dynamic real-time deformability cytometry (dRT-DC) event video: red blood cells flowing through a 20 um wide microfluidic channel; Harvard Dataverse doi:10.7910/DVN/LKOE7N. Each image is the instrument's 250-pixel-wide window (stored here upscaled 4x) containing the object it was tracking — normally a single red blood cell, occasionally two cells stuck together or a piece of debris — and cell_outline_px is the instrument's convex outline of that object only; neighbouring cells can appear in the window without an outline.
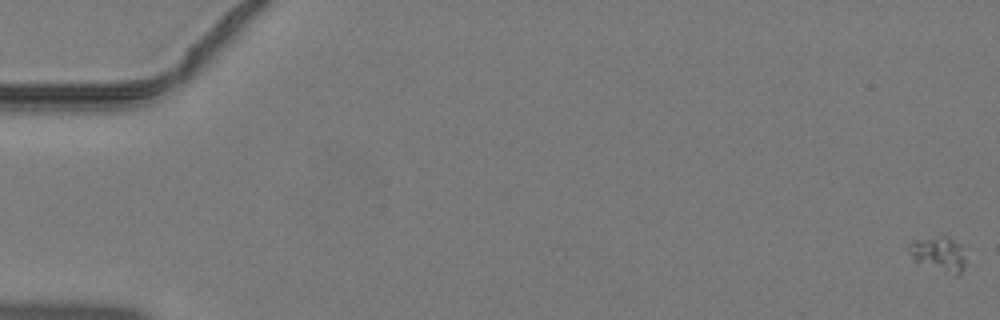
{"species": "common noctule bat (a hibernating species)", "species_latin": "Nyctalus noctula", "temperature_condition": "warm", "stored_images_in_passage": 14, "camera_frame_rate_fps": 3000, "um_per_image_px": 0.085, "animal": {"sex": "male", "body_mass_g": 19.2, "forearm_length_mm": 51.8}, "frame": {"image": 1, "passage_image": 1, "time_ms": 0.0, "image_size_px": [1000, 320], "cell_outline_px": [[964, 264], [960, 272], [956, 276], [916, 264], [912, 260], [908, 252], [908, 244], [912, 240], [940, 236], [948, 236], [960, 244], [964, 256]], "centroid_in_image_um": [79.71, 21.6], "position_along_channel_um": 5.3, "area_um2": 11.85}}